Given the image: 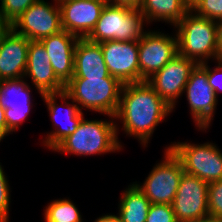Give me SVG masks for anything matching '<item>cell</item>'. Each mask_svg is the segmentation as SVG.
<instances>
[{"mask_svg":"<svg viewBox=\"0 0 222 222\" xmlns=\"http://www.w3.org/2000/svg\"><path fill=\"white\" fill-rule=\"evenodd\" d=\"M172 111L147 81H143L123 85L114 118L121 120L126 135L138 138L146 147L156 126Z\"/></svg>","mask_w":222,"mask_h":222,"instance_id":"1","label":"cell"},{"mask_svg":"<svg viewBox=\"0 0 222 222\" xmlns=\"http://www.w3.org/2000/svg\"><path fill=\"white\" fill-rule=\"evenodd\" d=\"M174 27L177 28L180 56L192 59L197 64L208 62L210 58L217 61V22L201 17L190 9Z\"/></svg>","mask_w":222,"mask_h":222,"instance_id":"2","label":"cell"},{"mask_svg":"<svg viewBox=\"0 0 222 222\" xmlns=\"http://www.w3.org/2000/svg\"><path fill=\"white\" fill-rule=\"evenodd\" d=\"M112 121L85 120L84 117L76 131L64 139L53 151L88 156L116 152L123 147L118 140V126Z\"/></svg>","mask_w":222,"mask_h":222,"instance_id":"3","label":"cell"},{"mask_svg":"<svg viewBox=\"0 0 222 222\" xmlns=\"http://www.w3.org/2000/svg\"><path fill=\"white\" fill-rule=\"evenodd\" d=\"M123 85L111 75L106 78H71L65 84L64 92L80 110L90 109L111 118L117 112Z\"/></svg>","mask_w":222,"mask_h":222,"instance_id":"4","label":"cell"},{"mask_svg":"<svg viewBox=\"0 0 222 222\" xmlns=\"http://www.w3.org/2000/svg\"><path fill=\"white\" fill-rule=\"evenodd\" d=\"M146 19L139 9L107 3L87 39L95 43L110 40L139 42Z\"/></svg>","mask_w":222,"mask_h":222,"instance_id":"5","label":"cell"},{"mask_svg":"<svg viewBox=\"0 0 222 222\" xmlns=\"http://www.w3.org/2000/svg\"><path fill=\"white\" fill-rule=\"evenodd\" d=\"M181 161L184 173L210 183L222 179V152L214 143L191 144L174 142L166 149Z\"/></svg>","mask_w":222,"mask_h":222,"instance_id":"6","label":"cell"},{"mask_svg":"<svg viewBox=\"0 0 222 222\" xmlns=\"http://www.w3.org/2000/svg\"><path fill=\"white\" fill-rule=\"evenodd\" d=\"M164 155V160L153 167L143 185L134 182L151 204L171 205L184 173L181 161L170 148L165 149Z\"/></svg>","mask_w":222,"mask_h":222,"instance_id":"7","label":"cell"},{"mask_svg":"<svg viewBox=\"0 0 222 222\" xmlns=\"http://www.w3.org/2000/svg\"><path fill=\"white\" fill-rule=\"evenodd\" d=\"M55 5L37 0L29 6L12 24V30L30 41H40L61 32V13L58 0ZM20 28V30H19Z\"/></svg>","mask_w":222,"mask_h":222,"instance_id":"8","label":"cell"},{"mask_svg":"<svg viewBox=\"0 0 222 222\" xmlns=\"http://www.w3.org/2000/svg\"><path fill=\"white\" fill-rule=\"evenodd\" d=\"M207 64L205 62L196 65L184 88L192 119L199 130L209 128L218 102V96L208 82Z\"/></svg>","mask_w":222,"mask_h":222,"instance_id":"9","label":"cell"},{"mask_svg":"<svg viewBox=\"0 0 222 222\" xmlns=\"http://www.w3.org/2000/svg\"><path fill=\"white\" fill-rule=\"evenodd\" d=\"M146 31L138 42L139 82L146 81L178 55L177 37Z\"/></svg>","mask_w":222,"mask_h":222,"instance_id":"10","label":"cell"},{"mask_svg":"<svg viewBox=\"0 0 222 222\" xmlns=\"http://www.w3.org/2000/svg\"><path fill=\"white\" fill-rule=\"evenodd\" d=\"M171 205L178 222H195L208 217V183L183 173Z\"/></svg>","mask_w":222,"mask_h":222,"instance_id":"11","label":"cell"},{"mask_svg":"<svg viewBox=\"0 0 222 222\" xmlns=\"http://www.w3.org/2000/svg\"><path fill=\"white\" fill-rule=\"evenodd\" d=\"M196 65L194 60L178 54L146 81L174 109L176 100L184 93L185 85Z\"/></svg>","mask_w":222,"mask_h":222,"instance_id":"12","label":"cell"},{"mask_svg":"<svg viewBox=\"0 0 222 222\" xmlns=\"http://www.w3.org/2000/svg\"><path fill=\"white\" fill-rule=\"evenodd\" d=\"M100 45L111 76L123 84L139 82L138 42L110 40Z\"/></svg>","mask_w":222,"mask_h":222,"instance_id":"13","label":"cell"},{"mask_svg":"<svg viewBox=\"0 0 222 222\" xmlns=\"http://www.w3.org/2000/svg\"><path fill=\"white\" fill-rule=\"evenodd\" d=\"M62 29L87 38L95 28L106 3L100 0H58Z\"/></svg>","mask_w":222,"mask_h":222,"instance_id":"14","label":"cell"},{"mask_svg":"<svg viewBox=\"0 0 222 222\" xmlns=\"http://www.w3.org/2000/svg\"><path fill=\"white\" fill-rule=\"evenodd\" d=\"M25 77L0 82V106L5 109L7 136L19 128L31 109V88Z\"/></svg>","mask_w":222,"mask_h":222,"instance_id":"15","label":"cell"},{"mask_svg":"<svg viewBox=\"0 0 222 222\" xmlns=\"http://www.w3.org/2000/svg\"><path fill=\"white\" fill-rule=\"evenodd\" d=\"M58 97L62 100L64 107L66 105V111L64 109L66 114L64 121L66 124H64L65 122L63 121L62 117V120L59 118L60 114H62V109L60 110L59 107L63 106H59L57 104ZM41 98L44 99L43 101H45L47 105L50 114L49 116H51V120L55 128V130H52L47 134L43 144L47 148L54 150L64 139L76 131L77 126L83 119V112L78 108V105L74 103L73 100L72 104L68 102L70 97L64 91L60 93L43 94Z\"/></svg>","mask_w":222,"mask_h":222,"instance_id":"16","label":"cell"},{"mask_svg":"<svg viewBox=\"0 0 222 222\" xmlns=\"http://www.w3.org/2000/svg\"><path fill=\"white\" fill-rule=\"evenodd\" d=\"M31 78L39 94L60 93L65 85L56 77L50 58L40 41H30L24 77Z\"/></svg>","mask_w":222,"mask_h":222,"instance_id":"17","label":"cell"},{"mask_svg":"<svg viewBox=\"0 0 222 222\" xmlns=\"http://www.w3.org/2000/svg\"><path fill=\"white\" fill-rule=\"evenodd\" d=\"M78 39L77 36L62 30L40 40L50 58L56 77L64 85L74 74V51Z\"/></svg>","mask_w":222,"mask_h":222,"instance_id":"18","label":"cell"},{"mask_svg":"<svg viewBox=\"0 0 222 222\" xmlns=\"http://www.w3.org/2000/svg\"><path fill=\"white\" fill-rule=\"evenodd\" d=\"M30 40L11 30L0 46V79L10 80L25 75Z\"/></svg>","mask_w":222,"mask_h":222,"instance_id":"19","label":"cell"},{"mask_svg":"<svg viewBox=\"0 0 222 222\" xmlns=\"http://www.w3.org/2000/svg\"><path fill=\"white\" fill-rule=\"evenodd\" d=\"M109 75L100 43L79 38L74 51L72 78H106Z\"/></svg>","mask_w":222,"mask_h":222,"instance_id":"20","label":"cell"},{"mask_svg":"<svg viewBox=\"0 0 222 222\" xmlns=\"http://www.w3.org/2000/svg\"><path fill=\"white\" fill-rule=\"evenodd\" d=\"M139 10L146 19L145 24L157 20L176 26L190 8L187 0H142Z\"/></svg>","mask_w":222,"mask_h":222,"instance_id":"21","label":"cell"},{"mask_svg":"<svg viewBox=\"0 0 222 222\" xmlns=\"http://www.w3.org/2000/svg\"><path fill=\"white\" fill-rule=\"evenodd\" d=\"M121 195L118 205L120 222H146L151 202L137 185H129Z\"/></svg>","mask_w":222,"mask_h":222,"instance_id":"22","label":"cell"},{"mask_svg":"<svg viewBox=\"0 0 222 222\" xmlns=\"http://www.w3.org/2000/svg\"><path fill=\"white\" fill-rule=\"evenodd\" d=\"M45 221L82 222L76 205L69 199H56L48 203L44 210Z\"/></svg>","mask_w":222,"mask_h":222,"instance_id":"23","label":"cell"},{"mask_svg":"<svg viewBox=\"0 0 222 222\" xmlns=\"http://www.w3.org/2000/svg\"><path fill=\"white\" fill-rule=\"evenodd\" d=\"M0 17L10 24L37 0H0Z\"/></svg>","mask_w":222,"mask_h":222,"instance_id":"24","label":"cell"},{"mask_svg":"<svg viewBox=\"0 0 222 222\" xmlns=\"http://www.w3.org/2000/svg\"><path fill=\"white\" fill-rule=\"evenodd\" d=\"M191 10L217 23L222 21V0H199Z\"/></svg>","mask_w":222,"mask_h":222,"instance_id":"25","label":"cell"},{"mask_svg":"<svg viewBox=\"0 0 222 222\" xmlns=\"http://www.w3.org/2000/svg\"><path fill=\"white\" fill-rule=\"evenodd\" d=\"M208 212L210 217L222 218V179L208 183Z\"/></svg>","mask_w":222,"mask_h":222,"instance_id":"26","label":"cell"},{"mask_svg":"<svg viewBox=\"0 0 222 222\" xmlns=\"http://www.w3.org/2000/svg\"><path fill=\"white\" fill-rule=\"evenodd\" d=\"M146 222H178L172 205L151 204Z\"/></svg>","mask_w":222,"mask_h":222,"instance_id":"27","label":"cell"},{"mask_svg":"<svg viewBox=\"0 0 222 222\" xmlns=\"http://www.w3.org/2000/svg\"><path fill=\"white\" fill-rule=\"evenodd\" d=\"M3 170L0 165V222H9L10 187Z\"/></svg>","mask_w":222,"mask_h":222,"instance_id":"28","label":"cell"},{"mask_svg":"<svg viewBox=\"0 0 222 222\" xmlns=\"http://www.w3.org/2000/svg\"><path fill=\"white\" fill-rule=\"evenodd\" d=\"M217 63L218 66H216L215 69H210V66L207 65L208 82L213 88L216 96L218 95V91H222V61L217 60Z\"/></svg>","mask_w":222,"mask_h":222,"instance_id":"29","label":"cell"},{"mask_svg":"<svg viewBox=\"0 0 222 222\" xmlns=\"http://www.w3.org/2000/svg\"><path fill=\"white\" fill-rule=\"evenodd\" d=\"M110 4L132 7L139 9L142 3V0H109Z\"/></svg>","mask_w":222,"mask_h":222,"instance_id":"30","label":"cell"},{"mask_svg":"<svg viewBox=\"0 0 222 222\" xmlns=\"http://www.w3.org/2000/svg\"><path fill=\"white\" fill-rule=\"evenodd\" d=\"M11 30H12V24L8 23L7 21H4L0 17V46L2 45L4 38Z\"/></svg>","mask_w":222,"mask_h":222,"instance_id":"31","label":"cell"},{"mask_svg":"<svg viewBox=\"0 0 222 222\" xmlns=\"http://www.w3.org/2000/svg\"><path fill=\"white\" fill-rule=\"evenodd\" d=\"M7 136L5 109L0 106V142Z\"/></svg>","mask_w":222,"mask_h":222,"instance_id":"32","label":"cell"},{"mask_svg":"<svg viewBox=\"0 0 222 222\" xmlns=\"http://www.w3.org/2000/svg\"><path fill=\"white\" fill-rule=\"evenodd\" d=\"M217 60L222 61V21L218 22Z\"/></svg>","mask_w":222,"mask_h":222,"instance_id":"33","label":"cell"},{"mask_svg":"<svg viewBox=\"0 0 222 222\" xmlns=\"http://www.w3.org/2000/svg\"><path fill=\"white\" fill-rule=\"evenodd\" d=\"M94 222H120L118 215L107 214L97 218Z\"/></svg>","mask_w":222,"mask_h":222,"instance_id":"34","label":"cell"},{"mask_svg":"<svg viewBox=\"0 0 222 222\" xmlns=\"http://www.w3.org/2000/svg\"><path fill=\"white\" fill-rule=\"evenodd\" d=\"M195 222H222V218H214V217H206V218H203V219H199Z\"/></svg>","mask_w":222,"mask_h":222,"instance_id":"35","label":"cell"},{"mask_svg":"<svg viewBox=\"0 0 222 222\" xmlns=\"http://www.w3.org/2000/svg\"><path fill=\"white\" fill-rule=\"evenodd\" d=\"M199 0H187V5L191 9Z\"/></svg>","mask_w":222,"mask_h":222,"instance_id":"36","label":"cell"},{"mask_svg":"<svg viewBox=\"0 0 222 222\" xmlns=\"http://www.w3.org/2000/svg\"><path fill=\"white\" fill-rule=\"evenodd\" d=\"M100 1H104L106 4L109 3V0H100Z\"/></svg>","mask_w":222,"mask_h":222,"instance_id":"37","label":"cell"}]
</instances>
